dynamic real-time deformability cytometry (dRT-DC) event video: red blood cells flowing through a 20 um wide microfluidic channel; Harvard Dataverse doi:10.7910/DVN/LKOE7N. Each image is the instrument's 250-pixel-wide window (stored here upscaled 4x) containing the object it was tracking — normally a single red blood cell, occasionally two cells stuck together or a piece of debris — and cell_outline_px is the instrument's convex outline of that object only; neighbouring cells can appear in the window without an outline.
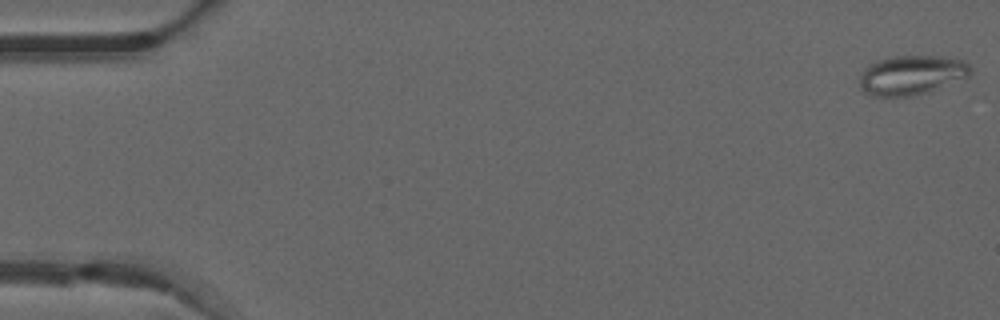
{"species": "common noctule bat (a hibernating species)", "species_latin": "Nyctalus noctula", "temperature_condition": "warm", "stored_images_in_passage": 25, "camera_frame_rate_fps": 3000, "um_per_image_px": 0.085, "animal": {"sex": "male", "forearm_length_mm": 52.5}, "frame": {"image": 1, "passage_image": 1, "time_ms": 0.0, "image_size_px": [1000, 320], "cell_outline_px": [[972, 72], [968, 76], [928, 92], [912, 96], [868, 96], [860, 88], [860, 76], [864, 68], [868, 64], [876, 60], [892, 56], [940, 56], [964, 60], [972, 68]], "centroid_in_image_um": [77.45, 6.37], "position_along_channel_um": 7.6, "area_um2": 25.66}}
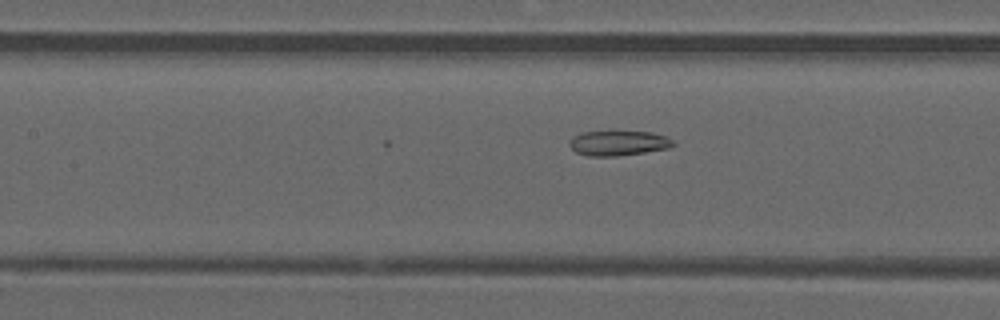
{"frame": {"image": 2, "passage_image": 23, "time_ms": 7.333, "image_size_px": [1000, 320], "cell_outline_px": [[676, 144], [668, 148], [644, 152], [616, 156], [588, 156], [576, 152], [568, 144], [572, 136], [580, 132], [608, 128], [616, 128], [652, 132], [664, 136], [672, 140]], "centroid_in_image_um": [52.5, 12.09], "position_along_channel_um": 154.9, "area_um2": 16.07}}